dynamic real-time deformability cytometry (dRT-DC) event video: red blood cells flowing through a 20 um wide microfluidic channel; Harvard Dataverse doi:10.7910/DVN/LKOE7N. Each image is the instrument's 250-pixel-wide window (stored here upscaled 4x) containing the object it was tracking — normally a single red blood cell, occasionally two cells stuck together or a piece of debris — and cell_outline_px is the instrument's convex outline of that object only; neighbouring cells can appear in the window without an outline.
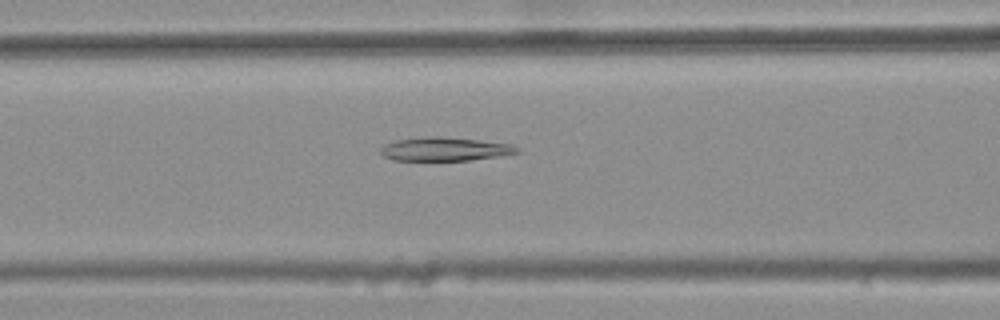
{"species": "common noctule bat (a hibernating species)", "species_latin": "Nyctalus noctula", "temperature_condition": "warm", "stored_images_in_passage": 38, "camera_frame_rate_fps": 3000, "um_per_image_px": 0.085, "animal": {"sex": "female", "body_mass_g": 25.1}, "frame": {"image": 1, "passage_image": 11, "time_ms": 3.333, "image_size_px": [1000, 320], "cell_outline_px": [[520, 152], [500, 156], [468, 160], [392, 160], [384, 156], [380, 152], [380, 148], [384, 144], [396, 140], [424, 136], [440, 136], [512, 144], [520, 148]], "centroid_in_image_um": [37.8, 12.67], "position_along_channel_um": 128.8, "area_um2": 18.79}}
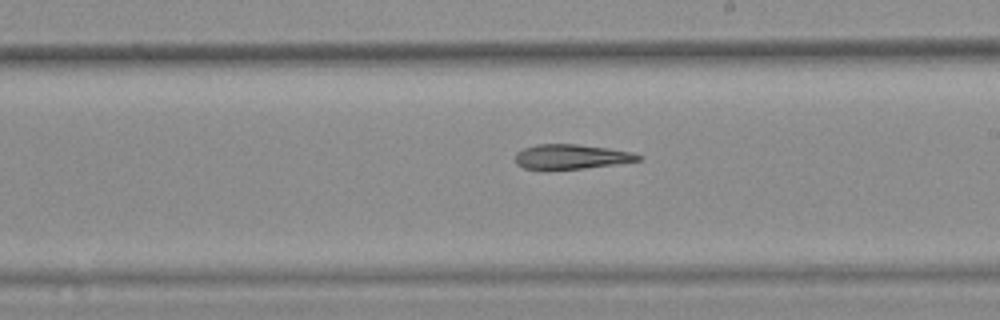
{"frame": {"image": 2, "passage_image": 20, "time_ms": 6.333, "image_size_px": [1000, 320], "cell_outline_px": [[644, 156], [640, 160], [616, 164], [584, 168], [544, 172], [524, 168], [516, 164], [516, 152], [524, 148], [536, 144], [576, 144], [608, 148], [632, 152]], "centroid_in_image_um": [48.5, 13.35], "position_along_channel_um": 240.5, "area_um2": 18.26}}
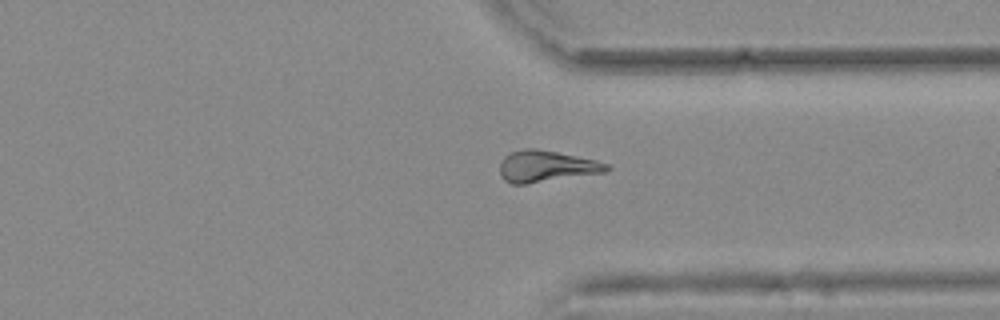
{"frame": {"image": 3, "passage_image": 30, "time_ms": 9.667, "image_size_px": [1000, 320], "cell_outline_px": [[612, 168], [604, 172], [524, 184], [512, 184], [504, 180], [500, 176], [500, 164], [504, 156], [512, 152], [524, 148], [536, 148], [596, 160], [608, 164]], "centroid_in_image_um": [46.4, 14.13], "position_along_channel_um": 365.0, "area_um2": 19.36}}